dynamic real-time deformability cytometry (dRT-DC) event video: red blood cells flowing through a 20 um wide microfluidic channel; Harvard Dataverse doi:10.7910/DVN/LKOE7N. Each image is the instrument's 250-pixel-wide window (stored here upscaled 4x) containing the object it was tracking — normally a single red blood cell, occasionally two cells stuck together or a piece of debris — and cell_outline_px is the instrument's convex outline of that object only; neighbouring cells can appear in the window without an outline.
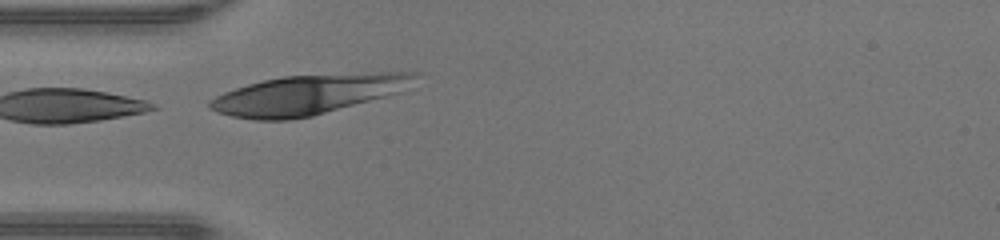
{"species": "human", "species_latin": "Homo sapiens", "temperature_condition": "warm", "stored_images_in_passage": 15, "camera_frame_rate_fps": 3000, "um_per_image_px": 0.085, "donor": {"sex": "male"}, "frame": {"image": 1, "passage_image": 7, "time_ms": 2.0, "image_size_px": [1000, 240], "cell_outline_px": [[424, 72], [400, 92], [312, 116], [288, 120], [256, 120], [232, 116], [216, 112], [208, 108], [208, 100], [224, 92], [248, 84], [264, 80], [284, 76], [380, 72]], "centroid_in_image_um": [26.15, 8.03], "position_along_channel_um": 58.8, "area_um2": 47.22}}
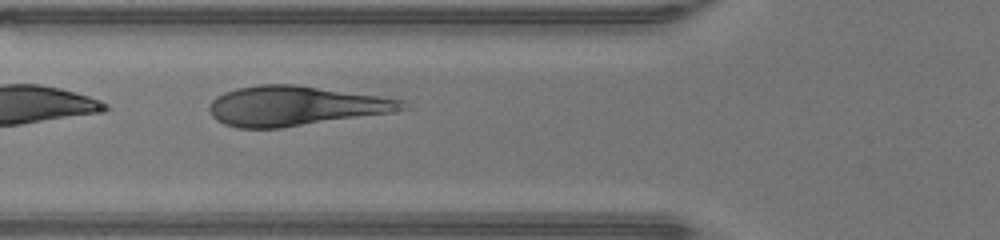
{"frame": {"image": 2, "passage_image": 10, "time_ms": 3.0, "image_size_px": [1000, 240], "cell_outline_px": [[416, 108], [280, 128], [236, 128], [224, 124], [216, 120], [212, 116], [208, 108], [212, 100], [216, 96], [224, 92], [236, 88], [260, 84], [296, 84], [408, 100]], "centroid_in_image_um": [25.14, 8.99], "position_along_channel_um": 100.7, "area_um2": 44.97}}
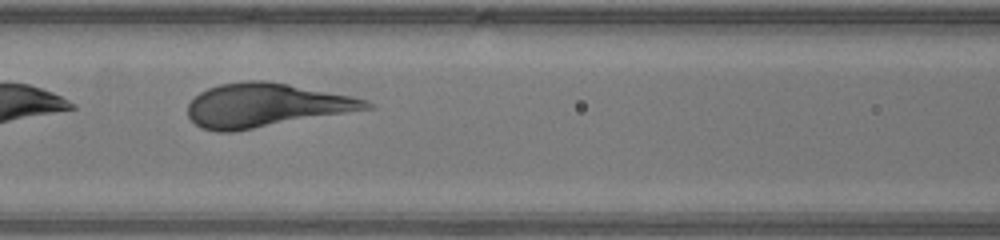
{"frame": {"image": 3, "passage_image": 13, "time_ms": 4.0, "image_size_px": [1000, 240], "cell_outline_px": [[376, 108], [232, 132], [216, 132], [200, 128], [188, 116], [188, 104], [200, 92], [208, 88], [220, 84], [244, 80], [264, 80], [288, 84], [368, 100]], "centroid_in_image_um": [22.57, 8.96], "position_along_channel_um": 144.0, "area_um2": 45.37}}